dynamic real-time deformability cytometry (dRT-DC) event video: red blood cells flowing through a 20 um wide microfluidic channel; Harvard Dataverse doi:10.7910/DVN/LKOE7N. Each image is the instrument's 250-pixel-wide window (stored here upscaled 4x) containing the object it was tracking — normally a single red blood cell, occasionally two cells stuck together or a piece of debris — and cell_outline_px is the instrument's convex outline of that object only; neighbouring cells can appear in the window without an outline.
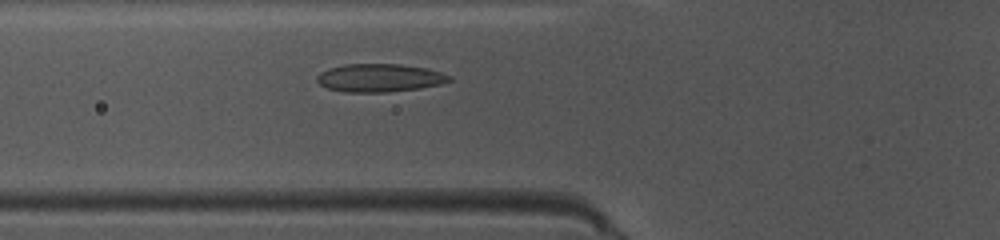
{"species": "common noctule bat (a hibernating species)", "species_latin": "Nyctalus noctula", "temperature_condition": "warm", "stored_images_in_passage": 44, "camera_frame_rate_fps": 3000, "um_per_image_px": 0.085, "animal": {"sex": "female", "body_mass_g": 10.0, "forearm_length_mm": 53.1}, "frame": {"image": 1, "passage_image": 19, "time_ms": 6.0, "image_size_px": [1000, 240], "cell_outline_px": [[452, 80], [440, 84], [420, 88], [384, 92], [344, 92], [328, 88], [320, 84], [316, 80], [316, 76], [320, 72], [328, 68], [344, 64], [400, 64], [424, 68], [440, 72], [452, 76]], "centroid_in_image_um": [32.24, 6.61], "position_along_channel_um": 93.6, "area_um2": 21.62}}
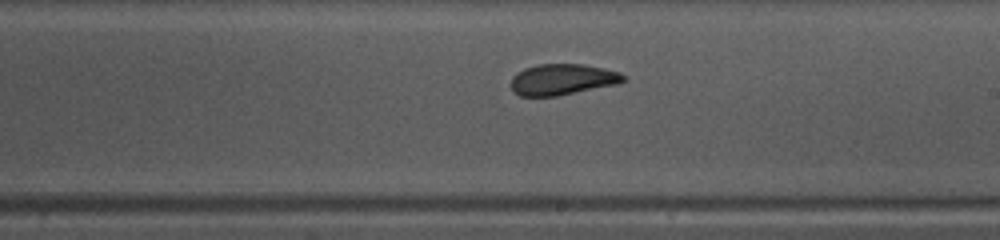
{"frame": {"image": 2, "passage_image": 30, "time_ms": 9.667, "image_size_px": [1000, 240], "cell_outline_px": [[628, 80], [620, 84], [556, 96], [520, 96], [512, 92], [512, 76], [516, 72], [524, 68], [540, 64], [580, 64], [604, 68], [620, 72], [628, 76]], "centroid_in_image_um": [47.86, 6.76], "position_along_channel_um": 241.1, "area_um2": 20.63}}
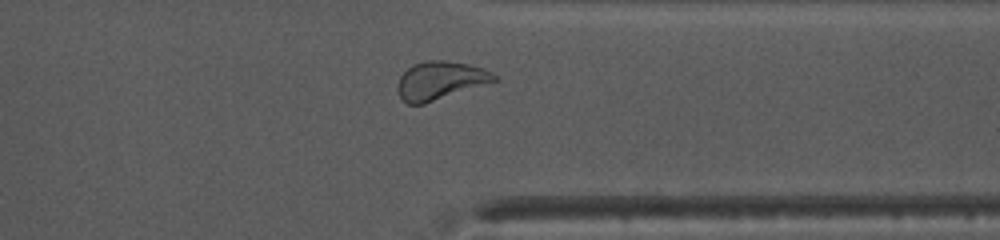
{"frame": {"image": 3, "passage_image": 40, "time_ms": 13.0, "image_size_px": [1000, 240], "cell_outline_px": [[496, 80], [424, 104], [408, 104], [400, 96], [396, 88], [400, 76], [412, 64], [424, 60], [444, 60], [468, 64], [492, 72], [496, 76]], "centroid_in_image_um": [37.35, 6.83], "position_along_channel_um": 374.0, "area_um2": 21.15}, "authors_computed_cell_mechanics": {"area_um2": 21.097, "velocity_mm_per_s": 4.0086, "shape_relaxation_time_tau1_ms": 7.2509, "shape_relaxation_time_tau2_ms": 2.2284, "deformation_change_tau1": 0.1834, "deformation_change_tau2": 0.0334}}